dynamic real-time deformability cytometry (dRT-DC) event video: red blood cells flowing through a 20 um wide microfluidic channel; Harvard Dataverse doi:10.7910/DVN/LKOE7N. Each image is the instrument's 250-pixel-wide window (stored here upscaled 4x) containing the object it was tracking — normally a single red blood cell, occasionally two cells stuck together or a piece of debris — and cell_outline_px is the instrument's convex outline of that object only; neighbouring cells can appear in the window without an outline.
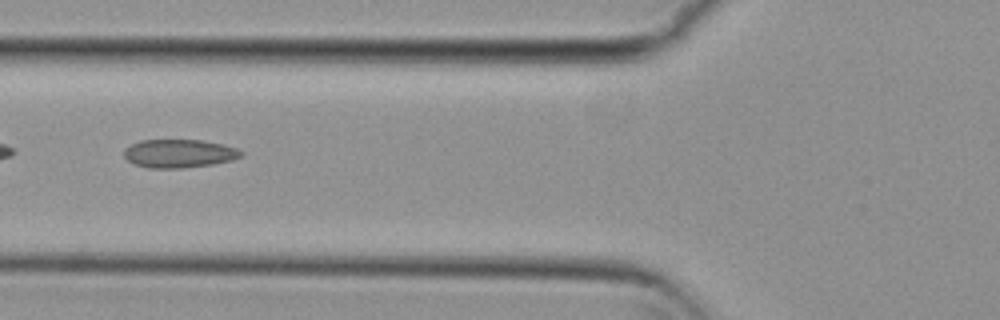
{"species": "common noctule bat (a hibernating species)", "species_latin": "Nyctalus noctula", "temperature_condition": "cold", "stored_images_in_passage": 55, "camera_frame_rate_fps": 3000, "um_per_image_px": 0.085, "animal": {"sex": "female", "body_mass_g": 29.2, "forearm_length_mm": 56.3}, "frame": {"image": 1, "passage_image": 21, "time_ms": 6.667, "image_size_px": [1000, 320], "cell_outline_px": [[244, 152], [240, 156], [232, 160], [212, 164], [180, 168], [148, 168], [132, 164], [124, 156], [124, 148], [140, 140], [204, 140], [224, 144], [236, 148]], "centroid_in_image_um": [15.2, 13.04], "position_along_channel_um": 110.6, "area_um2": 19.42}}
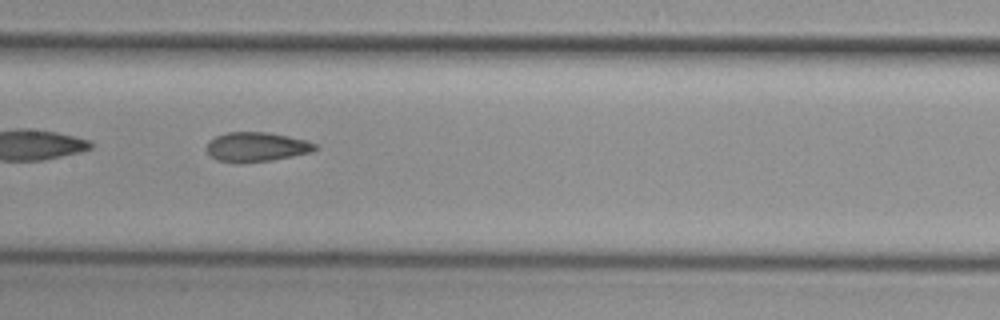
{"frame": {"image": 2, "passage_image": 27, "time_ms": 8.667, "image_size_px": [1000, 320], "cell_outline_px": [[320, 148], [312, 152], [272, 160], [216, 160], [208, 152], [208, 144], [216, 136], [228, 132], [268, 132], [288, 136], [304, 140], [316, 144]], "centroid_in_image_um": [21.89, 12.45], "position_along_channel_um": 185.5, "area_um2": 17.8}}
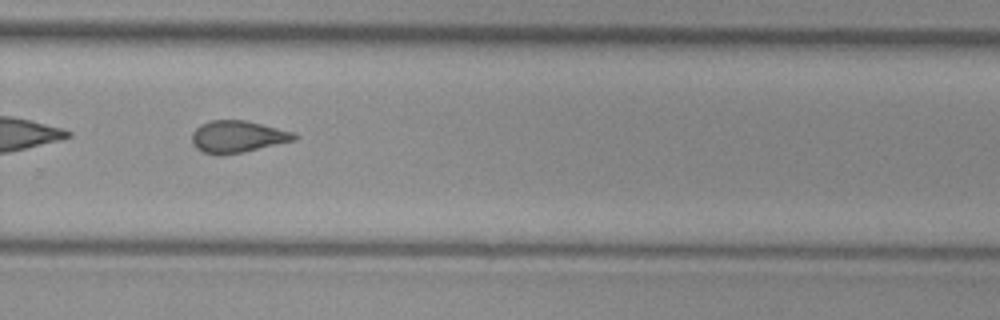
{"frame": {"image": 3, "passage_image": 37, "time_ms": 12.0, "image_size_px": [1000, 320], "cell_outline_px": [[296, 140], [244, 152], [204, 152], [196, 148], [192, 144], [192, 132], [200, 124], [208, 120], [248, 120], [296, 132]], "centroid_in_image_um": [20.24, 11.56], "position_along_channel_um": 309.6, "area_um2": 18.84}, "authors_computed_cell_mechanics": {"area_um2": 19.7676, "velocity_mm_per_s": 3.7332, "shape_relaxation_time_tau1_ms": null, "shape_relaxation_time_tau2_ms": 2.2786, "deformation_change_tau1": null, "deformation_change_tau2": 0.1014}}